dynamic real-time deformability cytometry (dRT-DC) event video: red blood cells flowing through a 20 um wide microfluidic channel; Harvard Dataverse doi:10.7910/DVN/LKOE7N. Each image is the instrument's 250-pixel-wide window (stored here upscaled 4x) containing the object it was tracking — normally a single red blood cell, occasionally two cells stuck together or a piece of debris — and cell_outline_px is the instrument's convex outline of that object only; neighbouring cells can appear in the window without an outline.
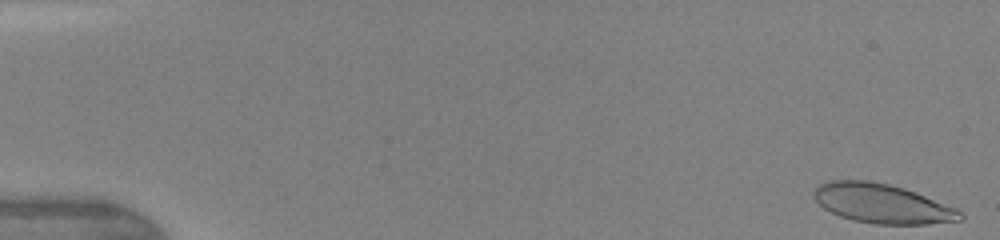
{"species": "human", "species_latin": "Homo sapiens", "temperature_condition": "warm", "stored_images_in_passage": 46, "camera_frame_rate_fps": 3000, "um_per_image_px": 0.085, "donor": {"sex": "female"}, "frame": {"image": 1, "passage_image": 1, "time_ms": 0.0, "image_size_px": [1000, 240], "cell_outline_px": [[964, 220], [928, 224], [876, 224], [852, 220], [840, 216], [824, 208], [812, 196], [812, 192], [820, 184], [832, 180], [868, 180], [888, 184], [904, 188], [916, 192], [956, 208], [964, 216]], "centroid_in_image_um": [74.99, 17.3], "position_along_channel_um": 10.0, "area_um2": 33.52}}
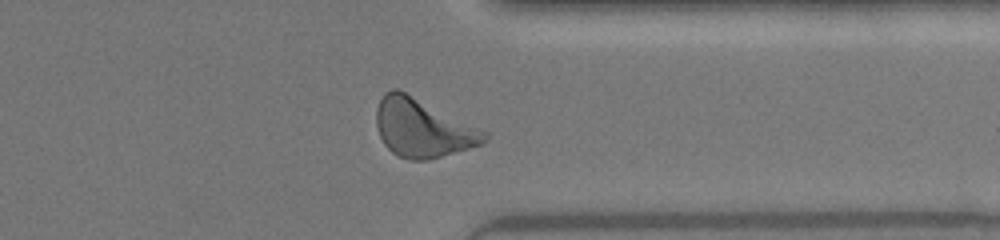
{"frame": {"image": 2, "passage_image": 37, "time_ms": 12.0, "image_size_px": [1000, 240], "cell_outline_px": [[488, 140], [484, 144], [428, 160], [408, 160], [392, 152], [384, 144], [380, 136], [376, 124], [376, 108], [384, 92], [392, 88], [396, 88], [488, 132]], "centroid_in_image_um": [35.92, 10.9], "position_along_channel_um": 375.5, "area_um2": 36.47}}
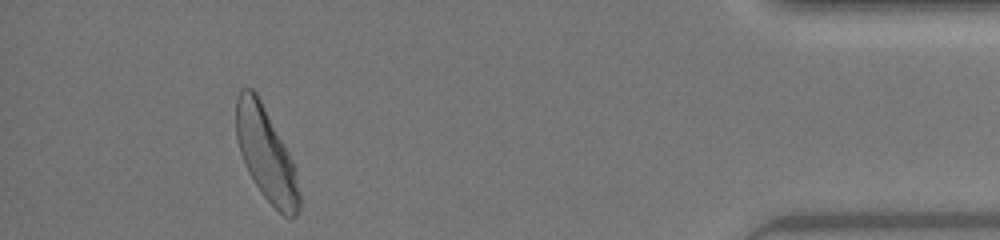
{"frame": {"image": 3, "passage_image": 43, "time_ms": 14.0, "image_size_px": [1000, 240], "cell_outline_px": [[300, 212], [292, 220], [284, 216], [260, 192], [248, 172], [244, 164], [236, 140], [236, 96], [240, 88], [252, 88], [256, 92], [284, 144], [296, 168], [300, 192]], "centroid_in_image_um": [22.62, 13.14], "position_along_channel_um": 412.6, "area_um2": 34.39}, "authors_computed_cell_mechanics": {"area_um2": 34.1887, "velocity_mm_per_s": 4.3356, "shape_relaxation_time_tau1_ms": 2.5596, "shape_relaxation_time_tau2_ms": 0.6858, "deformation_change_tau1": 0.158, "deformation_change_tau2": 0.0797}}